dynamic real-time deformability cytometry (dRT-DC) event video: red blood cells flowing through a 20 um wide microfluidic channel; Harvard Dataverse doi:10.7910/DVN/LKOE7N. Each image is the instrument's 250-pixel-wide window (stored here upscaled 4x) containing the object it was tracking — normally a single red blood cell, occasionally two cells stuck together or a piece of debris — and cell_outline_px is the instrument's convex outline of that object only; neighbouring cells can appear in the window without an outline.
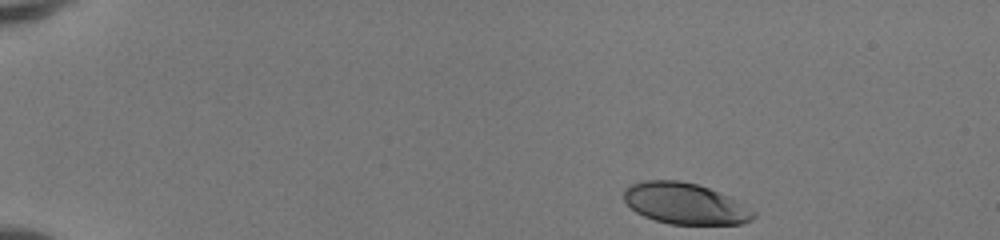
{"species": "human", "species_latin": "Homo sapiens", "temperature_condition": "room temperature", "stored_images_in_passage": 43, "camera_frame_rate_fps": 3000, "um_per_image_px": 0.085, "donor": {"sex": "female"}, "frame": {"image": 1, "passage_image": 1, "time_ms": 0.0, "image_size_px": [1000, 240], "cell_outline_px": [[756, 216], [752, 220], [740, 224], [668, 224], [644, 216], [636, 212], [624, 200], [624, 188], [632, 184], [644, 180], [680, 180], [696, 184], [708, 188], [728, 196], [752, 208], [756, 212]], "centroid_in_image_um": [58.25, 17.3], "position_along_channel_um": 26.8, "area_um2": 31.1}}
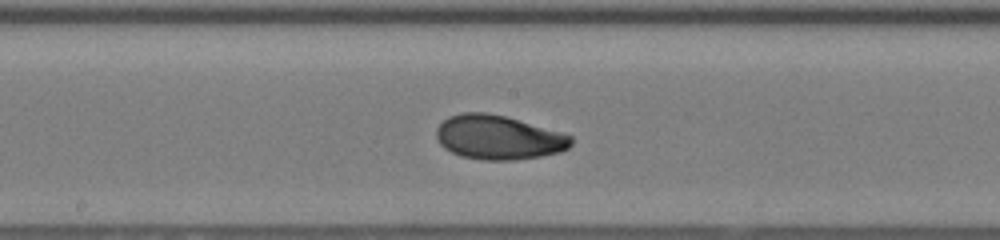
{"frame": {"image": 2, "passage_image": 22, "time_ms": 7.0, "image_size_px": [1000, 240], "cell_outline_px": [[572, 144], [568, 148], [560, 152], [540, 156], [512, 160], [480, 160], [460, 156], [444, 148], [440, 144], [436, 136], [436, 128], [448, 116], [460, 112], [484, 112], [504, 116], [560, 132], [572, 136]], "centroid_in_image_um": [42.33, 11.68], "position_along_channel_um": 205.9, "area_um2": 34.62}}
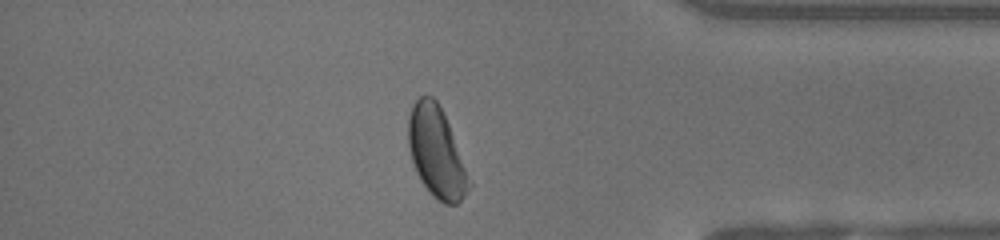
{"frame": {"image": 3, "passage_image": 37, "time_ms": 12.0, "image_size_px": [1000, 240], "cell_outline_px": [[472, 188], [456, 204], [444, 204], [436, 200], [428, 192], [420, 180], [416, 172], [412, 160], [408, 144], [408, 116], [412, 104], [420, 96], [432, 96], [436, 100], [448, 124], [472, 180]], "centroid_in_image_um": [37.11, 12.99], "position_along_channel_um": 398.1, "area_um2": 32.19}, "authors_computed_cell_mechanics": {"area_um2": 33.4662, "velocity_mm_per_s": 4.1698, "shape_relaxation_time_tau1_ms": 2.9202, "shape_relaxation_time_tau2_ms": 1.0806, "deformation_change_tau1": 0.1567, "deformation_change_tau2": 0.0508}}